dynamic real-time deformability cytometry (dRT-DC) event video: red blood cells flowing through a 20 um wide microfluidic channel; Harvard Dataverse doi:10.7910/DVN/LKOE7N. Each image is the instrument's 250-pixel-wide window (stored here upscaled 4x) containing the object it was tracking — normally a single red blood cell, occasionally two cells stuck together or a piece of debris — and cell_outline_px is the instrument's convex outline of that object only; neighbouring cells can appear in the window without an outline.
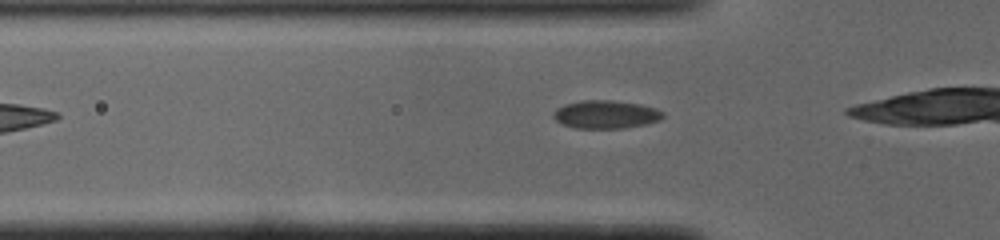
{"species": "common noctule bat (a hibernating species)", "species_latin": "Nyctalus noctula", "temperature_condition": "cold", "stored_images_in_passage": 9, "camera_frame_rate_fps": 3000, "um_per_image_px": 0.085, "animal": {"sex": "male", "body_mass_g": 19.0, "forearm_length_mm": 50.8}, "frame": {"image": 1, "passage_image": 3, "time_ms": 0.667, "image_size_px": [1000, 240], "cell_outline_px": [[664, 116], [660, 120], [644, 124], [624, 128], [576, 128], [564, 124], [556, 120], [552, 116], [556, 108], [564, 104], [580, 100], [612, 100], [640, 104], [656, 108], [664, 112]], "centroid_in_image_um": [51.5, 9.71], "position_along_channel_um": 74.3, "area_um2": 17.98}}
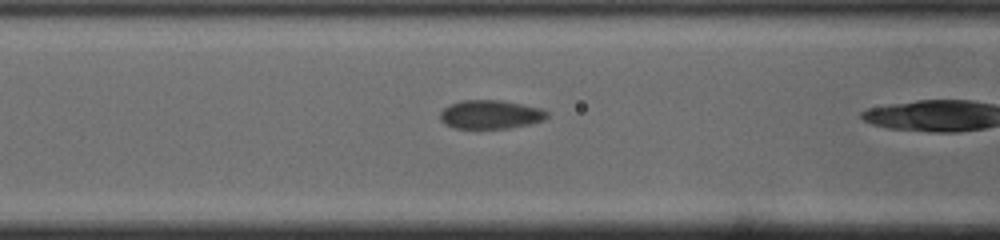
{"frame": {"image": 2, "passage_image": 7, "time_ms": 2.0, "image_size_px": [1000, 240], "cell_outline_px": [[548, 116], [544, 120], [528, 124], [508, 128], [456, 128], [440, 120], [440, 112], [448, 104], [464, 100], [500, 100], [540, 108], [548, 112]], "centroid_in_image_um": [41.68, 9.72], "position_along_channel_um": 124.9, "area_um2": 17.69}}